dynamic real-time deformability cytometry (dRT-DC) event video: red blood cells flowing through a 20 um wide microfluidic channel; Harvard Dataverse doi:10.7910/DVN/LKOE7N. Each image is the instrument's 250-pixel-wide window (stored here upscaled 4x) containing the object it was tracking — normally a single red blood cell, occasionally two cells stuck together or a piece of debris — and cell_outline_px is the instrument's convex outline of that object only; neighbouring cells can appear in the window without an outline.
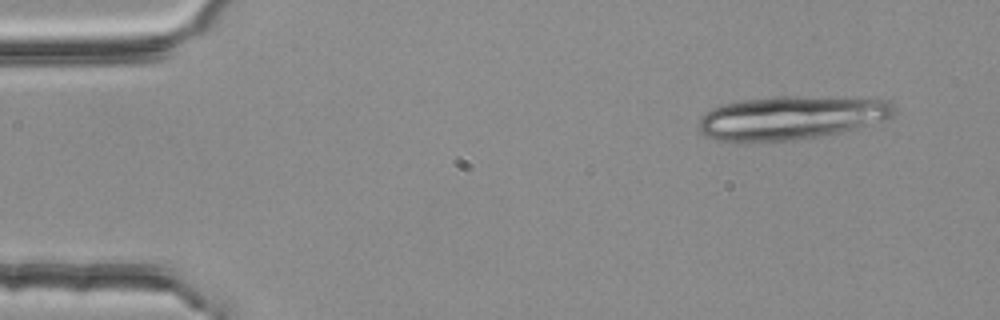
{"species": "common noctule bat (a hibernating species)", "species_latin": "Nyctalus noctula", "temperature_condition": "room temperature", "stored_images_in_passage": 4, "segment_of_instrument_passage": [1, 2], "camera_frame_rate_fps": 3000, "um_per_image_px": 0.085, "animal": {"sex": "female", "body_mass_g": 25.1}, "frame": {"image": 1, "passage_image": 1, "time_ms": 0.0, "image_size_px": [1000, 320], "cell_outline_px": [[896, 112], [888, 120], [840, 132], [820, 136], [792, 140], [716, 140], [704, 136], [700, 132], [700, 116], [712, 108], [724, 104], [744, 100], [776, 96], [796, 96], [888, 100], [896, 108]], "centroid_in_image_um": [67.28, 9.99], "position_along_channel_um": 17.7, "area_um2": 49.07}}